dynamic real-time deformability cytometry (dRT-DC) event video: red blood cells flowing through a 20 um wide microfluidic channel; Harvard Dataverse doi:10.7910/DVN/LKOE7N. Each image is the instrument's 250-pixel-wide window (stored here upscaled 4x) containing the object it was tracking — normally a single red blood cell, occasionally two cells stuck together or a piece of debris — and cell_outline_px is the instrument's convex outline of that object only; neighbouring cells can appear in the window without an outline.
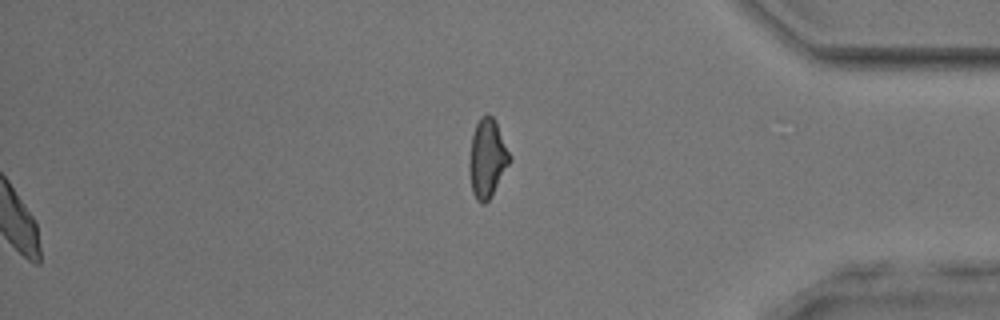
{"species": "common noctule bat (a hibernating species)", "species_latin": "Nyctalus noctula", "temperature_condition": "room temperature", "stored_images_in_passage": 50, "segment_of_instrument_passage": [2, 2], "camera_frame_rate_fps": 3000, "um_per_image_px": 0.085, "animal": {"sex": "male", "body_mass_g": 17.9, "forearm_length_mm": 54.2}, "frame": {"image": 1, "passage_image": 50, "time_ms": 16.333, "image_size_px": [1000, 320], "cell_outline_px": [[512, 160], [492, 196], [484, 204], [480, 204], [476, 200], [472, 192], [468, 168], [468, 164], [472, 136], [476, 124], [480, 116], [488, 112], [496, 120], [512, 156]], "centroid_in_image_um": [41.43, 13.45], "position_along_channel_um": 393.8, "area_um2": 19.07}}